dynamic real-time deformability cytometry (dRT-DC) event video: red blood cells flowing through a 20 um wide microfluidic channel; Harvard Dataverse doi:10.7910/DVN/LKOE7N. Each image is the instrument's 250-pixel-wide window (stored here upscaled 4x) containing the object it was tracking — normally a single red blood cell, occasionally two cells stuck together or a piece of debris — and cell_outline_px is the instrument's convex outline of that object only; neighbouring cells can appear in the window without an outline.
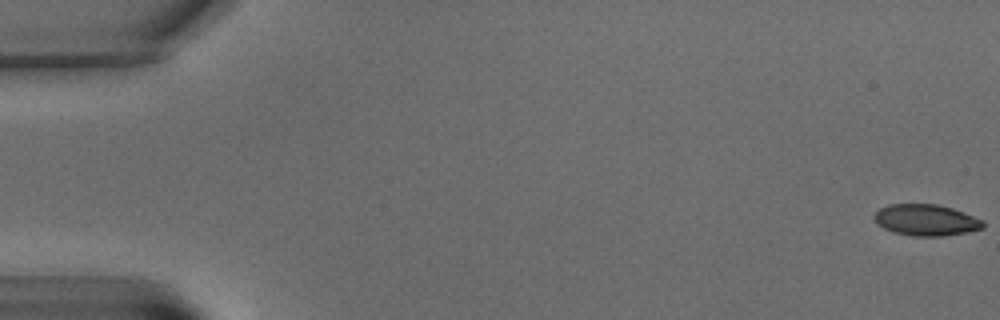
{"species": "common noctule bat (a hibernating species)", "species_latin": "Nyctalus noctula", "temperature_condition": "warm", "stored_images_in_passage": 7, "camera_frame_rate_fps": 3000, "um_per_image_px": 0.085, "animal": {"sex": "male", "body_mass_g": 15.6}, "frame": {"image": 1, "passage_image": 1, "time_ms": 0.0, "image_size_px": [1000, 320], "cell_outline_px": [[984, 228], [968, 232], [940, 236], [912, 236], [892, 232], [876, 224], [872, 216], [880, 208], [888, 204], [936, 204], [952, 208], [964, 212], [984, 220]], "centroid_in_image_um": [78.7, 18.7], "position_along_channel_um": 6.3, "area_um2": 20.06}}
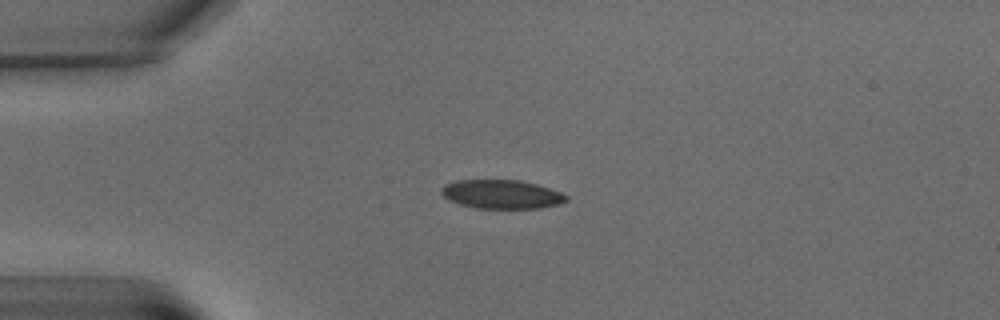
{"frame": {"image": 2, "passage_image": 6, "time_ms": 6.0, "image_size_px": [1000, 320], "cell_outline_px": [[568, 200], [560, 204], [540, 208], [476, 208], [460, 204], [448, 200], [440, 192], [440, 188], [444, 184], [456, 180], [520, 180], [536, 184], [560, 192], [568, 196]], "centroid_in_image_um": [42.61, 16.51], "position_along_channel_um": 42.4, "area_um2": 21.04}}